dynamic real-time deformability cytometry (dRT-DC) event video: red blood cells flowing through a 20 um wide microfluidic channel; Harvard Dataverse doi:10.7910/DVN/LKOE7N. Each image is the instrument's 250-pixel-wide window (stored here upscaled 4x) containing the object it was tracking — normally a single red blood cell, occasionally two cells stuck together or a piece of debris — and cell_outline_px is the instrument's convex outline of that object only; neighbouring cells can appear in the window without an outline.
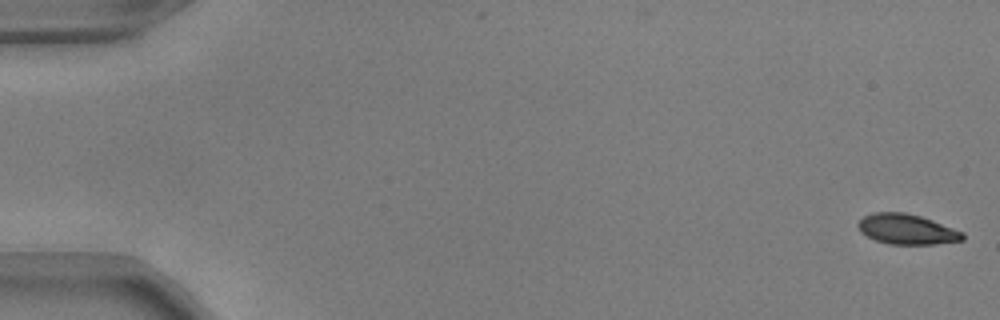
{"species": "common noctule bat (a hibernating species)", "species_latin": "Nyctalus noctula", "temperature_condition": "warm", "stored_images_in_passage": 6, "camera_frame_rate_fps": 3000, "um_per_image_px": 0.085, "animal": {"sex": "male", "body_mass_g": 17.9, "forearm_length_mm": 54.2}, "frame": {"image": 1, "passage_image": 1, "time_ms": 0.0, "image_size_px": [1000, 320], "cell_outline_px": [[964, 240], [932, 244], [888, 244], [876, 240], [860, 232], [856, 224], [864, 216], [872, 212], [904, 212], [920, 216], [932, 220], [964, 232]], "centroid_in_image_um": [77.06, 19.48], "position_along_channel_um": 7.9, "area_um2": 18.38}}